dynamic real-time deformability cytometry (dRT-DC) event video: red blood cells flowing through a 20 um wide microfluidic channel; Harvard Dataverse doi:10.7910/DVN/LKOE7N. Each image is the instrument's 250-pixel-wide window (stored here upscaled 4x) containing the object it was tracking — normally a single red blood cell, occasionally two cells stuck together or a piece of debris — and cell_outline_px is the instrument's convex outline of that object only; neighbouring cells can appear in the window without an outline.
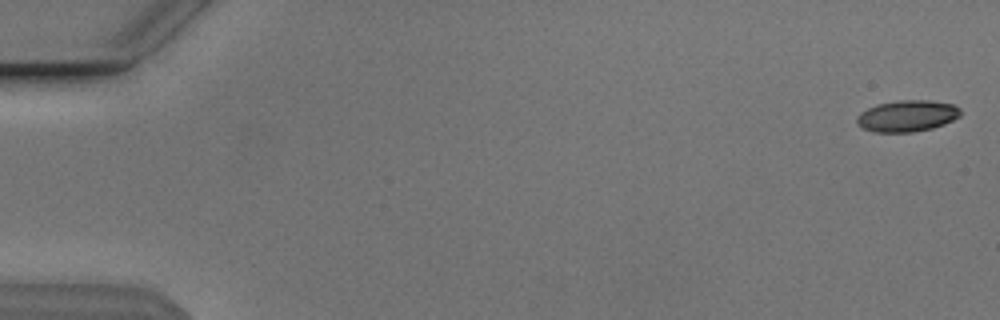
{"species": "Egyptian fruit bat (a non-hibernating species)", "species_latin": "Rousettus aegyptiacus", "temperature_condition": "cold", "stored_images_in_passage": 54, "camera_frame_rate_fps": 3000, "um_per_image_px": 0.085, "animal": {"sex": "male"}, "frame": {"image": 1, "passage_image": 1, "time_ms": 0.0, "image_size_px": [1000, 320], "cell_outline_px": [[960, 116], [944, 124], [932, 128], [912, 132], [872, 132], [856, 124], [856, 116], [860, 112], [868, 108], [880, 104], [900, 100], [928, 100], [952, 104], [960, 108]], "centroid_in_image_um": [77.09, 9.86], "position_along_channel_um": 7.9, "area_um2": 18.9}}
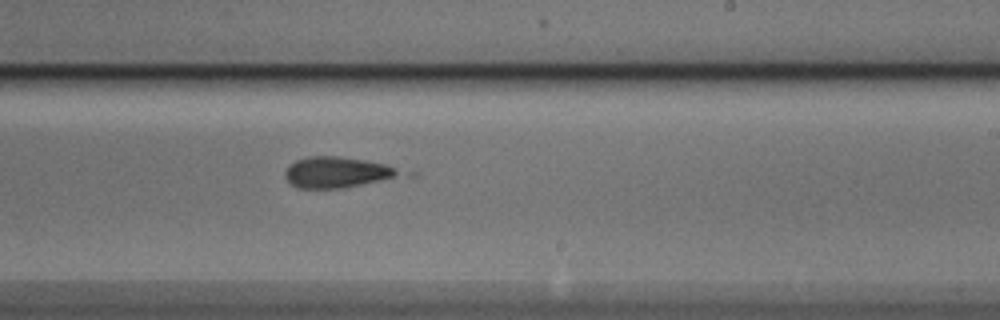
{"frame": {"image": 2, "passage_image": 33, "time_ms": 10.667, "image_size_px": [1000, 320], "cell_outline_px": [[400, 172], [392, 176], [360, 184], [340, 188], [300, 188], [292, 184], [284, 176], [284, 172], [296, 160], [308, 156], [336, 156], [364, 160], [384, 164]], "centroid_in_image_um": [28.48, 14.63], "position_along_channel_um": 260.5, "area_um2": 19.59}}
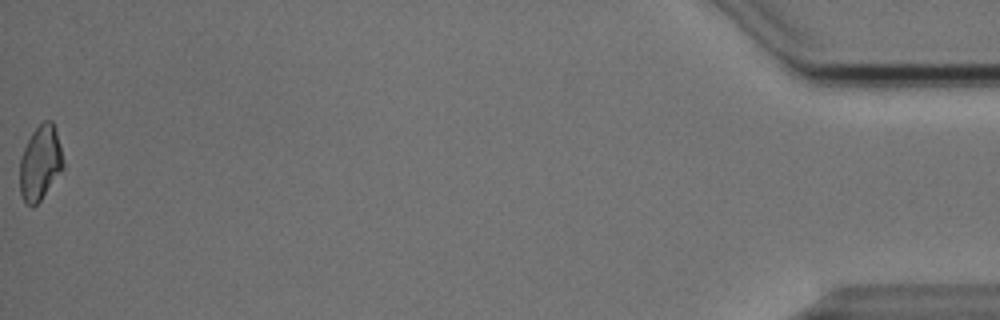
{"frame": {"image": 3, "passage_image": 54, "time_ms": 17.667, "image_size_px": [1000, 320], "cell_outline_px": [[64, 168], [40, 200], [32, 208], [24, 200], [20, 192], [20, 156], [32, 132], [44, 120], [52, 120], [56, 132], [64, 160]], "centroid_in_image_um": [3.42, 13.84], "position_along_channel_um": 431.8, "area_um2": 18.73}, "authors_computed_cell_mechanics": {"area_um2": 19.8543, "velocity_mm_per_s": 3.8465, "shape_relaxation_time_tau1_ms": 6.3232, "shape_relaxation_time_tau2_ms": null, "deformation_change_tau1": 0.2055, "deformation_change_tau2": null}}